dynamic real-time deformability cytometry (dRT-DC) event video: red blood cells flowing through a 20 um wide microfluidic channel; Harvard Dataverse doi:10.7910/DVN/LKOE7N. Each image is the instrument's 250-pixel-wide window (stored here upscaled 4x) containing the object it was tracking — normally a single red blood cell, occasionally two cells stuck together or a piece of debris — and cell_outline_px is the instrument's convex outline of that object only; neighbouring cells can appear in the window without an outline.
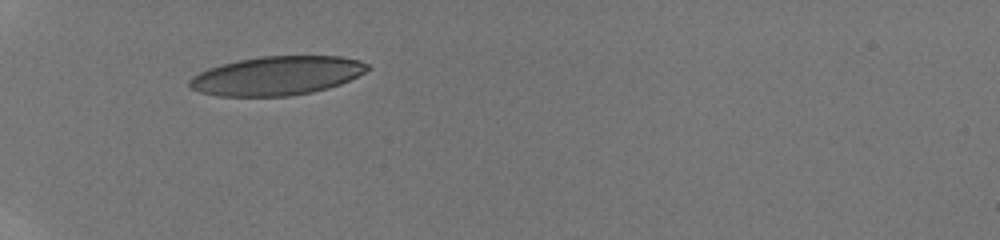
{"species": "human", "species_latin": "Homo sapiens", "temperature_condition": "room temperature", "stored_images_in_passage": 24, "camera_frame_rate_fps": 3000, "um_per_image_px": 0.085, "donor": {"sex": "male"}, "frame": {"image": 1, "passage_image": 1, "time_ms": 0.0, "image_size_px": [1000, 240], "cell_outline_px": [[372, 68], [340, 84], [328, 88], [312, 92], [288, 96], [220, 96], [200, 92], [192, 88], [188, 84], [188, 80], [192, 76], [208, 68], [240, 60], [260, 56], [340, 56], [360, 60], [368, 64]], "centroid_in_image_um": [23.54, 6.43], "position_along_channel_um": 61.5, "area_um2": 40.17}}
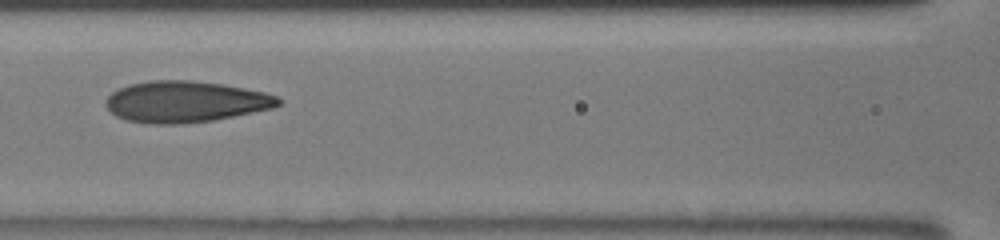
{"frame": {"image": 2, "passage_image": 17, "time_ms": 2.667, "image_size_px": [1000, 240], "cell_outline_px": [[284, 100], [280, 104], [272, 108], [212, 120], [176, 124], [148, 124], [124, 120], [116, 116], [104, 104], [104, 100], [112, 92], [128, 84], [148, 80], [188, 80], [224, 84], [264, 92], [276, 96]], "centroid_in_image_um": [15.72, 8.64], "position_along_channel_um": 150.9, "area_um2": 41.56}}
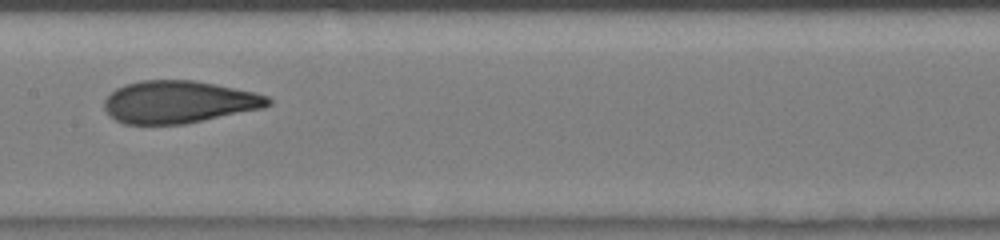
{"frame": {"image": 3, "passage_image": 23, "time_ms": 3.667, "image_size_px": [1000, 240], "cell_outline_px": [[272, 104], [264, 108], [184, 124], [124, 124], [116, 120], [104, 108], [104, 100], [116, 88], [124, 84], [140, 80], [196, 80], [216, 84], [252, 92], [268, 96], [272, 100]], "centroid_in_image_um": [15.2, 8.66], "position_along_channel_um": 192.2, "area_um2": 40.46}}